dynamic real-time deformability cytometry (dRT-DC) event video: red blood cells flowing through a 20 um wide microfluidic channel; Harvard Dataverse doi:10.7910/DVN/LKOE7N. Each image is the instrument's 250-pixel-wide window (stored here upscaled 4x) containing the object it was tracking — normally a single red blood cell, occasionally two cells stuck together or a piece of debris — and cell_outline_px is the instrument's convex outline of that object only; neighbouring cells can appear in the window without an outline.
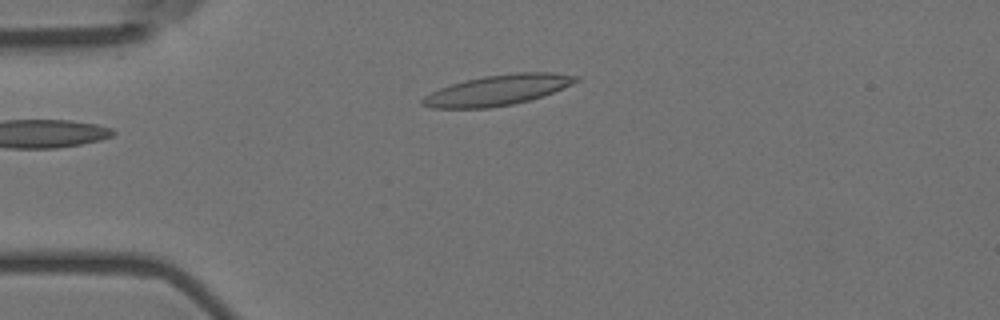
{"species": "Egyptian fruit bat (a non-hibernating species)", "species_latin": "Rousettus aegyptiacus", "temperature_condition": "room temperature", "stored_images_in_passage": 38, "camera_frame_rate_fps": 3000, "um_per_image_px": 0.085, "animal": {"sex": "female"}, "frame": {"image": 1, "passage_image": 1, "time_ms": 0.0, "image_size_px": [1000, 320], "cell_outline_px": [[580, 80], [572, 84], [552, 92], [528, 100], [512, 104], [488, 108], [432, 108], [420, 104], [420, 100], [424, 96], [440, 88], [452, 84], [484, 76], [516, 72], [552, 72], [580, 76]], "centroid_in_image_um": [42.3, 7.65], "position_along_channel_um": 42.7, "area_um2": 26.93}}
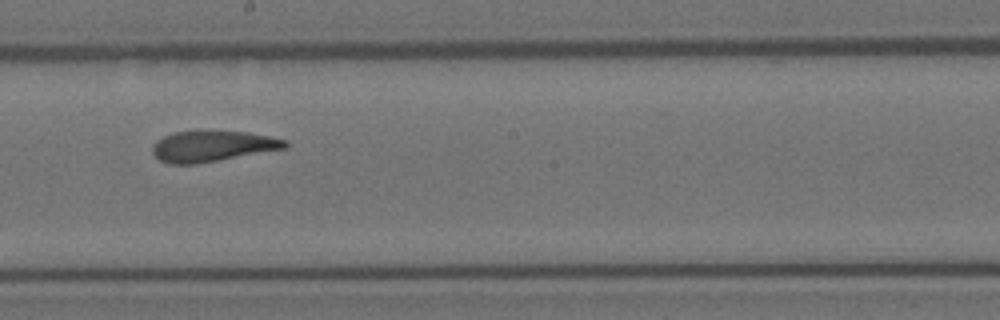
{"frame": {"image": 2, "passage_image": 18, "time_ms": 5.667, "image_size_px": [1000, 320], "cell_outline_px": [[288, 148], [196, 164], [168, 164], [160, 160], [152, 152], [152, 148], [156, 140], [172, 132], [248, 132], [288, 140]], "centroid_in_image_um": [18.07, 12.44], "position_along_channel_um": 230.1, "area_um2": 23.58}}
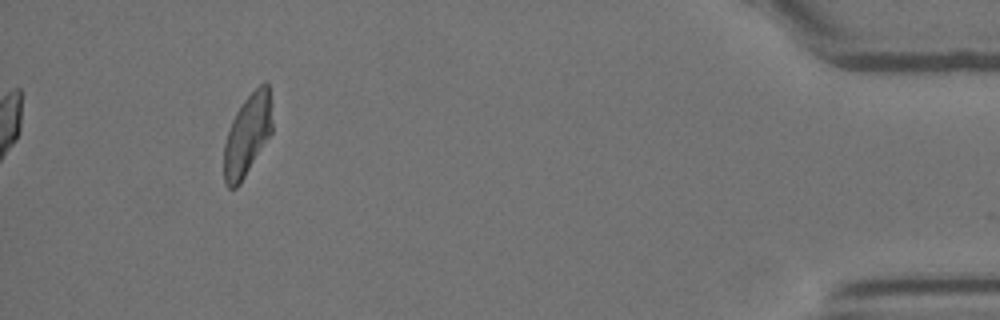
{"frame": {"image": 3, "passage_image": 38, "time_ms": 12.333, "image_size_px": [1000, 320], "cell_outline_px": [[272, 132], [240, 184], [236, 188], [228, 188], [224, 184], [224, 144], [232, 120], [236, 112], [244, 100], [264, 80], [268, 84], [272, 104]], "centroid_in_image_um": [21.04, 11.47], "position_along_channel_um": 414.2, "area_um2": 22.95}, "authors_computed_cell_mechanics": {"area_um2": 24.7384, "velocity_mm_per_s": 3.7231, "shape_relaxation_time_tau1_ms": 8.889, "shape_relaxation_time_tau2_ms": 2.2178, "deformation_change_tau1": 0.233, "deformation_change_tau2": 0.0949}}